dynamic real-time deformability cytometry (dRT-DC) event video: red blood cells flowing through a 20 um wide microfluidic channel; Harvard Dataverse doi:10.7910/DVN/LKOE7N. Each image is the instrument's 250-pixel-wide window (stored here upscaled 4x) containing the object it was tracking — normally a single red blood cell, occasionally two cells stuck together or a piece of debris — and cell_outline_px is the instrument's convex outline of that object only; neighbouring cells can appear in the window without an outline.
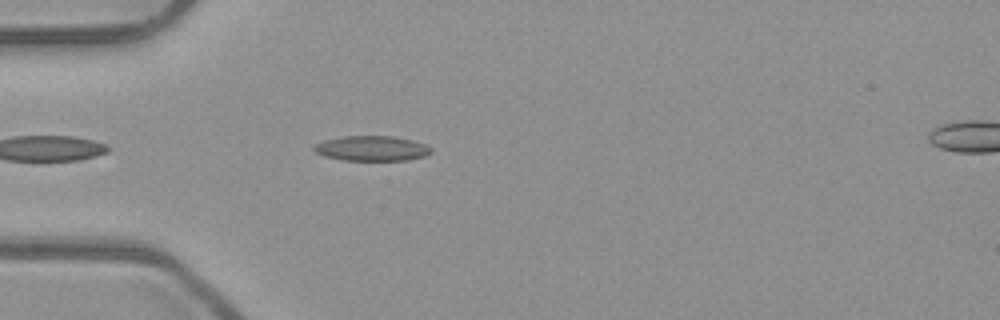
{"species": "common noctule bat (a hibernating species)", "species_latin": "Nyctalus noctula", "temperature_condition": "room temperature", "stored_images_in_passage": 14, "camera_frame_rate_fps": 3000, "um_per_image_px": 0.085, "animal": {"sex": "male", "body_mass_g": 23.1, "forearm_length_mm": 52.7}, "frame": {"image": 1, "passage_image": 1, "time_ms": 0.0, "image_size_px": [1000, 320], "cell_outline_px": [[432, 152], [424, 156], [408, 160], [344, 160], [324, 156], [316, 152], [312, 148], [316, 144], [324, 140], [344, 136], [392, 136], [412, 140], [424, 144], [432, 148]], "centroid_in_image_um": [31.61, 12.61], "position_along_channel_um": 53.4, "area_um2": 16.99}}
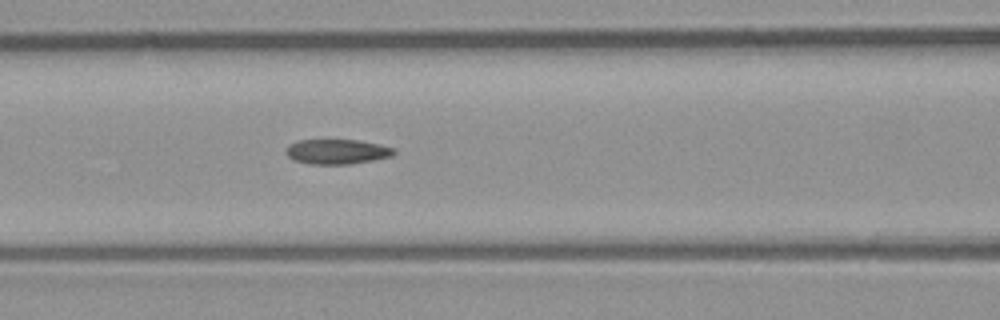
{"frame": {"image": 2, "passage_image": 8, "time_ms": 2.333, "image_size_px": [1000, 320], "cell_outline_px": [[396, 152], [392, 156], [352, 164], [308, 164], [292, 160], [284, 152], [288, 144], [296, 140], [356, 140], [396, 148]], "centroid_in_image_um": [28.59, 12.89], "position_along_channel_um": 138.0, "area_um2": 15.78}}
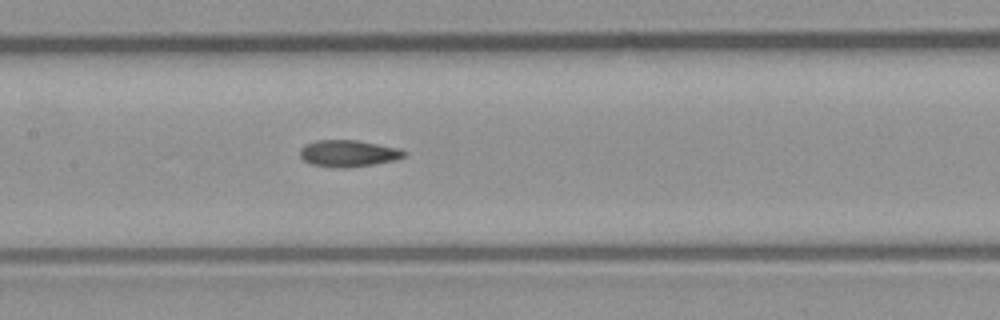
{"frame": {"image": 3, "passage_image": 11, "time_ms": 3.333, "image_size_px": [1000, 320], "cell_outline_px": [[408, 152], [404, 156], [396, 160], [348, 168], [336, 168], [312, 164], [304, 160], [300, 156], [300, 148], [304, 144], [316, 140], [356, 140], [400, 148]], "centroid_in_image_um": [29.61, 13.03], "position_along_channel_um": 177.8, "area_um2": 16.3}}